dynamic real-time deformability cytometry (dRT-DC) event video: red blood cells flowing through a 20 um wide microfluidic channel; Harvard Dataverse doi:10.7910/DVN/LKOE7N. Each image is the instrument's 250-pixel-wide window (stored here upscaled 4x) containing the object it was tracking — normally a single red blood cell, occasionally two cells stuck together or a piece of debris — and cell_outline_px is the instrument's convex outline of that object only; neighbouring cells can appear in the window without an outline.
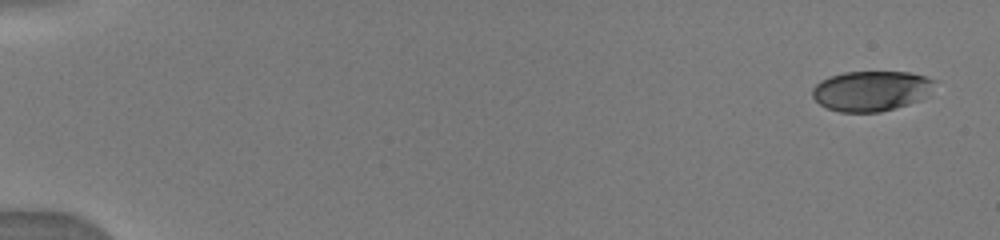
{"species": "human", "species_latin": "Homo sapiens", "temperature_condition": "warm", "stored_images_in_passage": 19, "camera_frame_rate_fps": 3000, "um_per_image_px": 0.085, "donor": {"sex": "male"}, "frame": {"image": 1, "passage_image": 1, "time_ms": 0.0, "image_size_px": [1000, 240], "cell_outline_px": [[936, 80], [928, 96], [920, 100], [908, 104], [880, 112], [840, 112], [828, 108], [820, 104], [812, 96], [812, 88], [820, 80], [828, 76], [844, 72], [912, 72]], "centroid_in_image_um": [74.05, 7.72], "position_along_channel_um": 11.0, "area_um2": 28.78}}
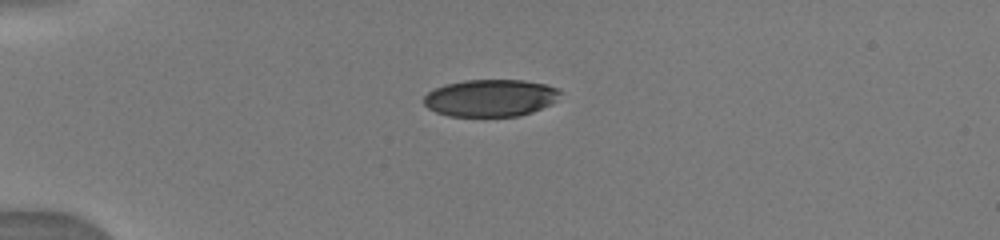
{"frame": {"image": 2, "passage_image": 6, "time_ms": 4.0, "image_size_px": [1000, 240], "cell_outline_px": [[560, 92], [556, 100], [552, 104], [532, 112], [520, 116], [448, 116], [436, 112], [428, 108], [424, 104], [424, 96], [428, 92], [444, 84], [464, 80], [524, 80], [544, 84], [556, 88]], "centroid_in_image_um": [41.67, 8.33], "position_along_channel_um": 43.3, "area_um2": 29.54}}
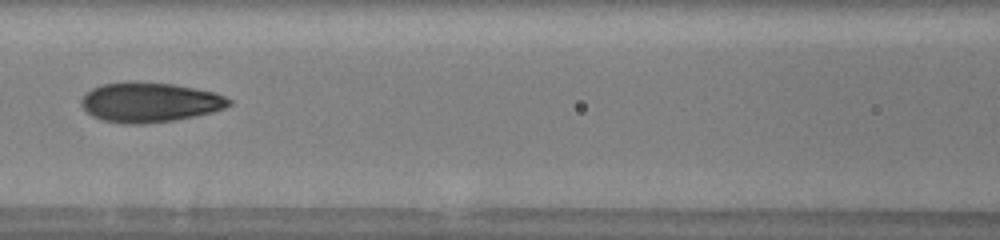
{"frame": {"image": 3, "passage_image": 11, "time_ms": 7.667, "image_size_px": [1000, 240], "cell_outline_px": [[232, 104], [224, 108], [212, 112], [196, 116], [176, 120], [144, 124], [124, 124], [104, 120], [92, 116], [80, 104], [80, 100], [84, 92], [100, 84], [172, 84], [196, 88], [216, 92], [232, 100]], "centroid_in_image_um": [12.75, 8.73], "position_along_channel_um": 153.9, "area_um2": 33.76}}